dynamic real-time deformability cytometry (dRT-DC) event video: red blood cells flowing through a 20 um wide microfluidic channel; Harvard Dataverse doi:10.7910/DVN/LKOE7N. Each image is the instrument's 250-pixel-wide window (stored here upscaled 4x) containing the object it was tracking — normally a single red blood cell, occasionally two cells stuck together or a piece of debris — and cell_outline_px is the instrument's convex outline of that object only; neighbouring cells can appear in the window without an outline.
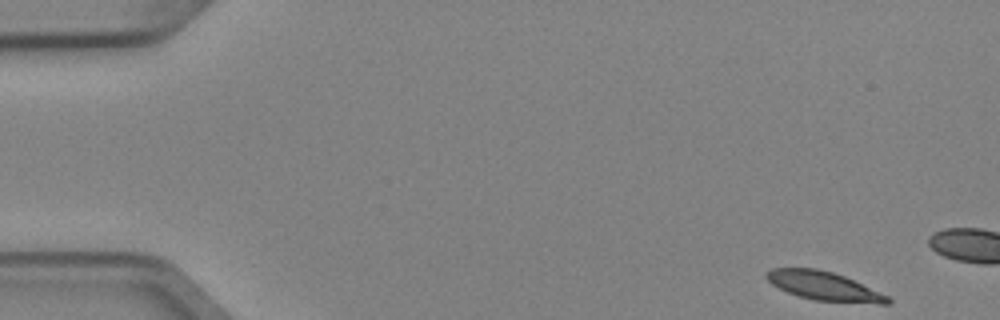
{"species": "Egyptian fruit bat (a non-hibernating species)", "species_latin": "Rousettus aegyptiacus", "temperature_condition": "cold", "stored_images_in_passage": 4, "camera_frame_rate_fps": 3000, "um_per_image_px": 0.085, "animal": {"sex": "female"}, "frame": {"image": 1, "passage_image": 1, "time_ms": 0.0, "image_size_px": [1000, 320], "cell_outline_px": [[892, 300], [888, 304], [880, 304], [816, 300], [800, 296], [788, 292], [772, 284], [764, 276], [764, 272], [772, 268], [816, 268], [832, 272], [844, 276], [888, 296]], "centroid_in_image_um": [70.01, 24.3], "position_along_channel_um": 15.0, "area_um2": 20.06}}